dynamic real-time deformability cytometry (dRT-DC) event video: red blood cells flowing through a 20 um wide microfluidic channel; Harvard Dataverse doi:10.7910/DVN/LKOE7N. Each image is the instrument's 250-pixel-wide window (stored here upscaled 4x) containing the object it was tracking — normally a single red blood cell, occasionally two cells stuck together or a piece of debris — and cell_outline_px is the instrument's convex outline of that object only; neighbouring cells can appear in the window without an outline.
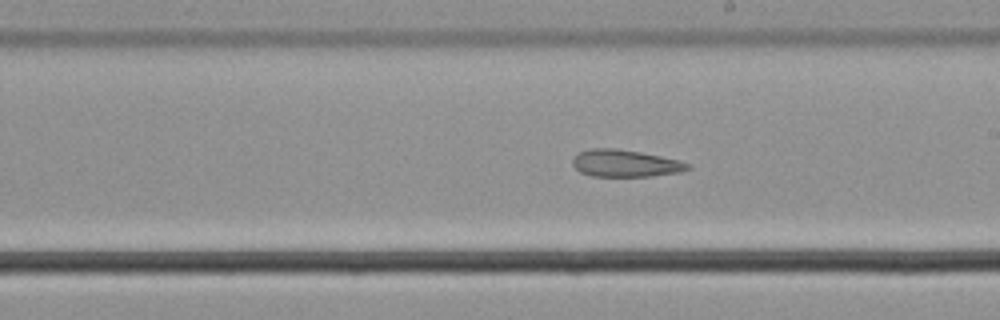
{"species": "common noctule bat (a hibernating species)", "species_latin": "Nyctalus noctula", "temperature_condition": "cold", "stored_images_in_passage": 29, "camera_frame_rate_fps": 3000, "um_per_image_px": 0.085, "animal": {"sex": "male", "body_mass_g": 21.5, "forearm_length_mm": 52.0}, "frame": {"image": 1, "passage_image": 17, "time_ms": 5.333, "image_size_px": [1000, 320], "cell_outline_px": [[692, 168], [680, 172], [652, 176], [592, 176], [580, 172], [572, 164], [572, 160], [580, 152], [592, 148], [616, 148], [640, 152], [680, 160], [688, 164]], "centroid_in_image_um": [53.16, 13.88], "position_along_channel_um": 235.8, "area_um2": 18.09}}
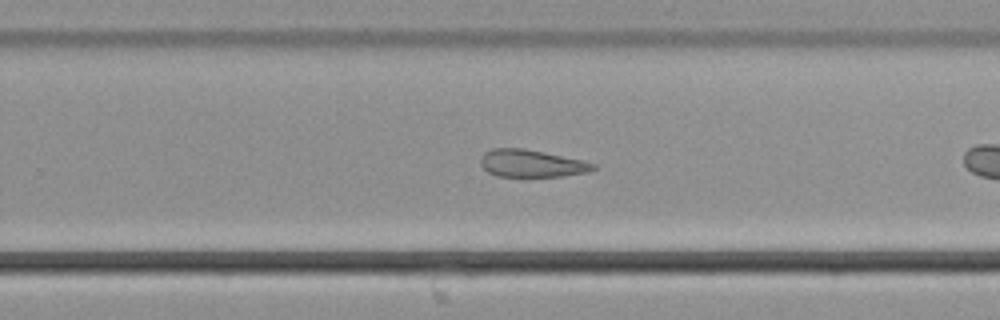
{"frame": {"image": 2, "passage_image": 21, "time_ms": 6.667, "image_size_px": [1000, 320], "cell_outline_px": [[596, 168], [592, 172], [560, 176], [496, 176], [488, 172], [480, 164], [480, 156], [484, 152], [492, 148], [524, 148], [544, 152], [580, 160], [596, 164]], "centroid_in_image_um": [45.16, 13.89], "position_along_channel_um": 284.6, "area_um2": 17.98}}